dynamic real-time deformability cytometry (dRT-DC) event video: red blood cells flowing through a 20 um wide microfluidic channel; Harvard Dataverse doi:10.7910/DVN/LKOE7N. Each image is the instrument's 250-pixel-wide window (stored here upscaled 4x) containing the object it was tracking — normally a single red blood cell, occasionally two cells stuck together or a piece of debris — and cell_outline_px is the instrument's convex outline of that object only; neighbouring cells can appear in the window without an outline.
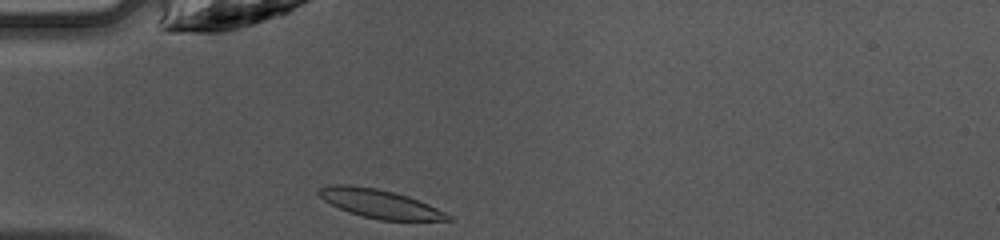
{"species": "common noctule bat (a hibernating species)", "species_latin": "Nyctalus noctula", "temperature_condition": "warm", "stored_images_in_passage": 34, "camera_frame_rate_fps": 3000, "um_per_image_px": 0.085, "animal": {"sex": "female", "body_mass_g": 10.0, "forearm_length_mm": 53.1}, "frame": {"image": 1, "passage_image": 1, "time_ms": 0.0, "image_size_px": [1000, 240], "cell_outline_px": [[452, 220], [380, 220], [360, 216], [348, 212], [324, 200], [316, 192], [320, 188], [332, 184], [352, 184], [376, 188], [408, 196], [428, 204], [452, 216]], "centroid_in_image_um": [32.25, 17.31], "position_along_channel_um": 52.8, "area_um2": 21.39}}
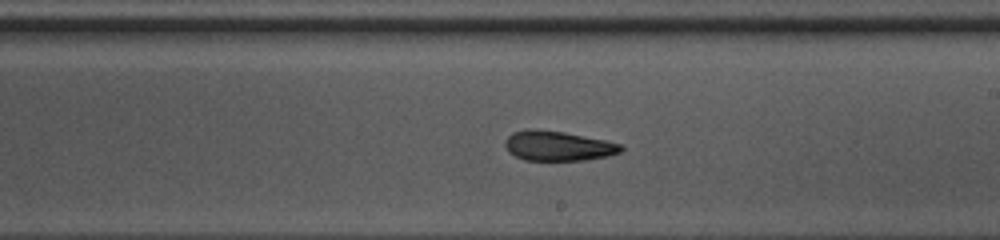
{"frame": {"image": 2, "passage_image": 15, "time_ms": 4.667, "image_size_px": [1000, 240], "cell_outline_px": [[624, 148], [620, 152], [608, 156], [584, 160], [524, 160], [508, 152], [504, 144], [504, 140], [512, 132], [528, 128], [536, 128], [564, 132], [604, 140], [620, 144]], "centroid_in_image_um": [47.38, 12.39], "position_along_channel_um": 241.6, "area_um2": 20.23}}
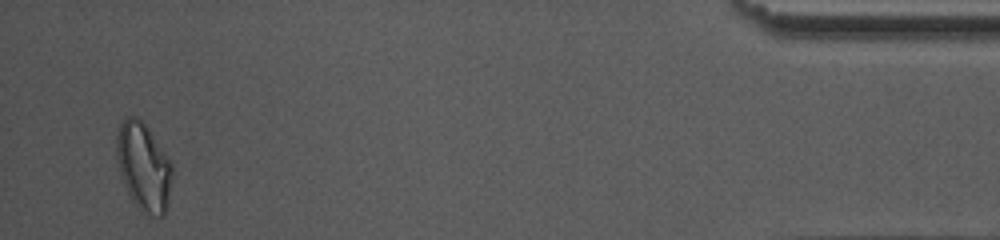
{"frame": {"image": 3, "passage_image": 33, "time_ms": 10.667, "image_size_px": [1000, 240], "cell_outline_px": [[172, 176], [168, 200], [164, 216], [144, 216], [140, 212], [128, 192], [120, 176], [116, 156], [116, 136], [120, 124], [128, 116], [136, 116], [148, 128], [172, 160]], "centroid_in_image_um": [12.21, 14.2], "position_along_channel_um": 423.0, "area_um2": 28.84}, "authors_computed_cell_mechanics": {"area_um2": 20.7502, "velocity_mm_per_s": 4.2467, "shape_relaxation_time_tau1_ms": 9.2764, "shape_relaxation_time_tau2_ms": 4.0145, "deformation_change_tau1": 0.2708, "deformation_change_tau2": 0.1191}}